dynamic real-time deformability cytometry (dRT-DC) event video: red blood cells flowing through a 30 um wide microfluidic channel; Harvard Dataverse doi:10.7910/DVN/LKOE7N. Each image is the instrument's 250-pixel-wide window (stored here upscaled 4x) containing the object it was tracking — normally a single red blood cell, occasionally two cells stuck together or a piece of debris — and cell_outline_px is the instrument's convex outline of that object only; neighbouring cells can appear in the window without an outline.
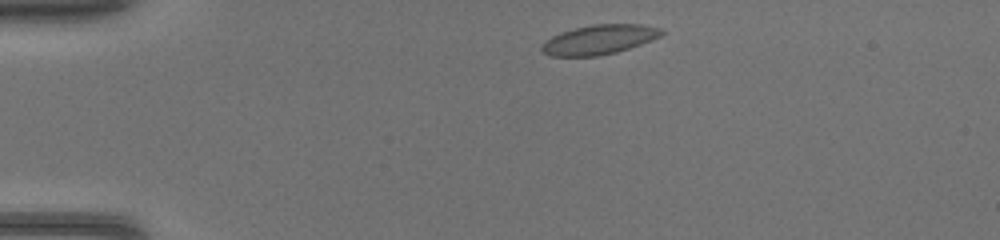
{"species": "common noctule bat (a hibernating species)", "species_latin": "Nyctalus noctula", "temperature_condition": "warm", "stored_images_in_passage": 38, "camera_frame_rate_fps": 3000, "um_per_image_px": 0.085, "animal": {"sex": "female", "body_mass_g": 17.0, "forearm_length_mm": 48.0}, "frame": {"image": 1, "passage_image": 2, "time_ms": 0.333, "image_size_px": [1000, 240], "cell_outline_px": [[664, 32], [660, 36], [640, 44], [616, 52], [596, 56], [552, 56], [544, 52], [540, 48], [552, 36], [576, 28], [596, 24], [640, 24], [660, 28]], "centroid_in_image_um": [50.95, 3.36], "position_along_channel_um": 34.0, "area_um2": 20.06}}
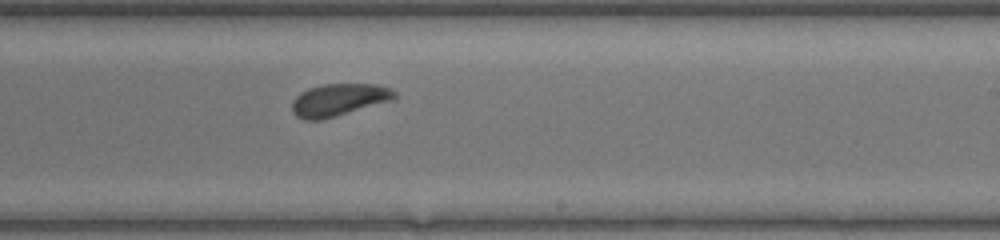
{"frame": {"image": 2, "passage_image": 21, "time_ms": 6.667, "image_size_px": [1000, 240], "cell_outline_px": [[396, 96], [392, 100], [336, 116], [320, 120], [304, 120], [296, 116], [292, 112], [292, 100], [300, 92], [308, 88], [324, 84], [376, 84], [392, 88], [396, 92]], "centroid_in_image_um": [28.77, 8.48], "position_along_channel_um": 260.2, "area_um2": 19.36}}
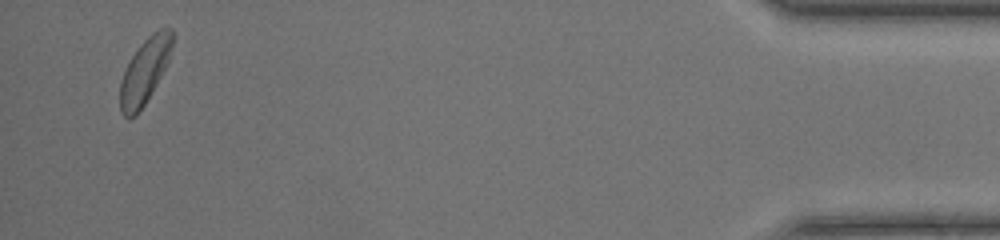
{"frame": {"image": 3, "passage_image": 37, "time_ms": 12.0, "image_size_px": [1000, 240], "cell_outline_px": [[176, 36], [168, 60], [152, 92], [136, 116], [128, 120], [120, 112], [120, 84], [124, 72], [132, 56], [140, 44], [152, 32], [160, 28], [172, 28], [176, 32]], "centroid_in_image_um": [12.33, 6.01], "position_along_channel_um": 422.9, "area_um2": 19.94}}